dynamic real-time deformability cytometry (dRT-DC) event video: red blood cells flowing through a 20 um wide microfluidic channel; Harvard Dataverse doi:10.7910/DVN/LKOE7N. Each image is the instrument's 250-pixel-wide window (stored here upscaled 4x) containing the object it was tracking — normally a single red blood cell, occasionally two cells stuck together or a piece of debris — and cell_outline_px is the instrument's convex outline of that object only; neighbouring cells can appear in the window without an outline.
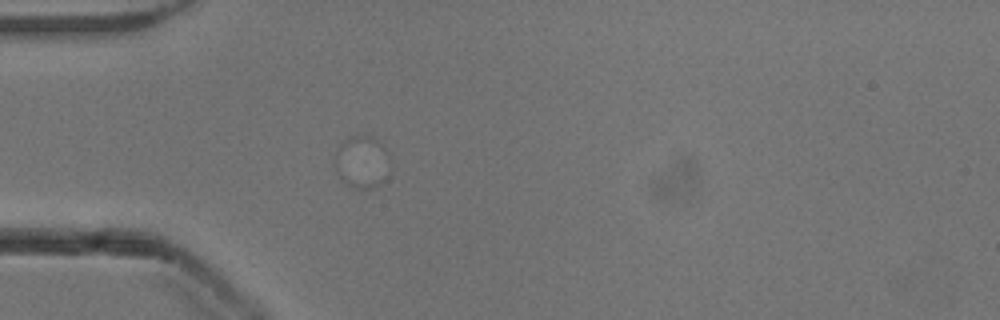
{"species": "common noctule bat (a hibernating species)", "species_latin": "Nyctalus noctula", "temperature_condition": "cold", "stored_images_in_passage": 3, "camera_frame_rate_fps": 3000, "um_per_image_px": 0.085, "animal": {"sex": "male", "body_mass_g": 13.3}, "frame": {"image": 1, "passage_image": 1, "time_ms": 0.0, "image_size_px": [1000, 320], "cell_outline_px": [[388, 180], [372, 188], [352, 188], [340, 180], [336, 172], [336, 152], [340, 144], [344, 140], [352, 136], [364, 132], [380, 144], [384, 148], [388, 176]], "centroid_in_image_um": [30.72, 13.79], "position_along_channel_um": 54.3, "area_um2": 16.65}}